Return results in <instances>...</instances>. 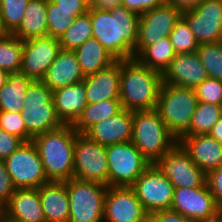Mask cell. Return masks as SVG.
Instances as JSON below:
<instances>
[{"label": "cell", "instance_id": "f5cc1de1", "mask_svg": "<svg viewBox=\"0 0 222 222\" xmlns=\"http://www.w3.org/2000/svg\"><path fill=\"white\" fill-rule=\"evenodd\" d=\"M198 222H222V216L219 215L218 217L211 219V220H205V221H198Z\"/></svg>", "mask_w": 222, "mask_h": 222}, {"label": "cell", "instance_id": "9c48e42d", "mask_svg": "<svg viewBox=\"0 0 222 222\" xmlns=\"http://www.w3.org/2000/svg\"><path fill=\"white\" fill-rule=\"evenodd\" d=\"M106 146L77 133L74 144V178L108 186Z\"/></svg>", "mask_w": 222, "mask_h": 222}, {"label": "cell", "instance_id": "f35d334b", "mask_svg": "<svg viewBox=\"0 0 222 222\" xmlns=\"http://www.w3.org/2000/svg\"><path fill=\"white\" fill-rule=\"evenodd\" d=\"M0 128L26 142V127L20 112L0 111Z\"/></svg>", "mask_w": 222, "mask_h": 222}, {"label": "cell", "instance_id": "6da1fadb", "mask_svg": "<svg viewBox=\"0 0 222 222\" xmlns=\"http://www.w3.org/2000/svg\"><path fill=\"white\" fill-rule=\"evenodd\" d=\"M95 38L117 60L134 58L139 15L121 5L97 10L89 7Z\"/></svg>", "mask_w": 222, "mask_h": 222}, {"label": "cell", "instance_id": "7c38bea8", "mask_svg": "<svg viewBox=\"0 0 222 222\" xmlns=\"http://www.w3.org/2000/svg\"><path fill=\"white\" fill-rule=\"evenodd\" d=\"M182 12L179 8L164 2L140 15L134 58L147 46L156 43L159 39L169 37L175 24L182 17Z\"/></svg>", "mask_w": 222, "mask_h": 222}, {"label": "cell", "instance_id": "ac0fdd59", "mask_svg": "<svg viewBox=\"0 0 222 222\" xmlns=\"http://www.w3.org/2000/svg\"><path fill=\"white\" fill-rule=\"evenodd\" d=\"M161 75L164 84L194 89L208 78L197 52L176 54Z\"/></svg>", "mask_w": 222, "mask_h": 222}, {"label": "cell", "instance_id": "d4e9b609", "mask_svg": "<svg viewBox=\"0 0 222 222\" xmlns=\"http://www.w3.org/2000/svg\"><path fill=\"white\" fill-rule=\"evenodd\" d=\"M46 222L69 221V196L65 182L49 181L39 187Z\"/></svg>", "mask_w": 222, "mask_h": 222}, {"label": "cell", "instance_id": "44dd1931", "mask_svg": "<svg viewBox=\"0 0 222 222\" xmlns=\"http://www.w3.org/2000/svg\"><path fill=\"white\" fill-rule=\"evenodd\" d=\"M133 111L119 113L92 126L86 133L91 140L103 146L127 142L132 139Z\"/></svg>", "mask_w": 222, "mask_h": 222}, {"label": "cell", "instance_id": "60d3db41", "mask_svg": "<svg viewBox=\"0 0 222 222\" xmlns=\"http://www.w3.org/2000/svg\"><path fill=\"white\" fill-rule=\"evenodd\" d=\"M11 177L6 170L4 160H0V205L4 207L15 192Z\"/></svg>", "mask_w": 222, "mask_h": 222}, {"label": "cell", "instance_id": "7dc6e473", "mask_svg": "<svg viewBox=\"0 0 222 222\" xmlns=\"http://www.w3.org/2000/svg\"><path fill=\"white\" fill-rule=\"evenodd\" d=\"M165 3L171 4L176 8L184 11L187 9L194 8L205 0H164Z\"/></svg>", "mask_w": 222, "mask_h": 222}, {"label": "cell", "instance_id": "7bdbcfd3", "mask_svg": "<svg viewBox=\"0 0 222 222\" xmlns=\"http://www.w3.org/2000/svg\"><path fill=\"white\" fill-rule=\"evenodd\" d=\"M206 183L216 203L222 209V165L206 174Z\"/></svg>", "mask_w": 222, "mask_h": 222}, {"label": "cell", "instance_id": "cb8c5ba5", "mask_svg": "<svg viewBox=\"0 0 222 222\" xmlns=\"http://www.w3.org/2000/svg\"><path fill=\"white\" fill-rule=\"evenodd\" d=\"M53 101L61 122L73 125L87 105L84 81L54 90Z\"/></svg>", "mask_w": 222, "mask_h": 222}, {"label": "cell", "instance_id": "7402d4cb", "mask_svg": "<svg viewBox=\"0 0 222 222\" xmlns=\"http://www.w3.org/2000/svg\"><path fill=\"white\" fill-rule=\"evenodd\" d=\"M3 215L17 222H46L39 198V188L15 189L3 207Z\"/></svg>", "mask_w": 222, "mask_h": 222}, {"label": "cell", "instance_id": "f1b7e54d", "mask_svg": "<svg viewBox=\"0 0 222 222\" xmlns=\"http://www.w3.org/2000/svg\"><path fill=\"white\" fill-rule=\"evenodd\" d=\"M122 109L120 99H110L87 104L82 114L72 126L79 134H85L92 126L114 116Z\"/></svg>", "mask_w": 222, "mask_h": 222}, {"label": "cell", "instance_id": "484cf974", "mask_svg": "<svg viewBox=\"0 0 222 222\" xmlns=\"http://www.w3.org/2000/svg\"><path fill=\"white\" fill-rule=\"evenodd\" d=\"M47 0H30L20 25L11 33L22 41L47 36Z\"/></svg>", "mask_w": 222, "mask_h": 222}, {"label": "cell", "instance_id": "e575fe53", "mask_svg": "<svg viewBox=\"0 0 222 222\" xmlns=\"http://www.w3.org/2000/svg\"><path fill=\"white\" fill-rule=\"evenodd\" d=\"M176 54L197 52L199 43L187 22L181 17L169 35Z\"/></svg>", "mask_w": 222, "mask_h": 222}, {"label": "cell", "instance_id": "d6986e66", "mask_svg": "<svg viewBox=\"0 0 222 222\" xmlns=\"http://www.w3.org/2000/svg\"><path fill=\"white\" fill-rule=\"evenodd\" d=\"M178 143L204 173L222 165V144L209 134L182 135Z\"/></svg>", "mask_w": 222, "mask_h": 222}, {"label": "cell", "instance_id": "4dcf8cb0", "mask_svg": "<svg viewBox=\"0 0 222 222\" xmlns=\"http://www.w3.org/2000/svg\"><path fill=\"white\" fill-rule=\"evenodd\" d=\"M220 117H222V106L198 102L190 127L183 135L209 134Z\"/></svg>", "mask_w": 222, "mask_h": 222}, {"label": "cell", "instance_id": "836d02e7", "mask_svg": "<svg viewBox=\"0 0 222 222\" xmlns=\"http://www.w3.org/2000/svg\"><path fill=\"white\" fill-rule=\"evenodd\" d=\"M197 54L208 77L222 80V42L200 44Z\"/></svg>", "mask_w": 222, "mask_h": 222}, {"label": "cell", "instance_id": "8d00e7d4", "mask_svg": "<svg viewBox=\"0 0 222 222\" xmlns=\"http://www.w3.org/2000/svg\"><path fill=\"white\" fill-rule=\"evenodd\" d=\"M30 0H0V14L4 27L11 34L21 23Z\"/></svg>", "mask_w": 222, "mask_h": 222}, {"label": "cell", "instance_id": "3957f363", "mask_svg": "<svg viewBox=\"0 0 222 222\" xmlns=\"http://www.w3.org/2000/svg\"><path fill=\"white\" fill-rule=\"evenodd\" d=\"M77 133L72 125H63L32 139L48 181L65 182L74 178V144Z\"/></svg>", "mask_w": 222, "mask_h": 222}, {"label": "cell", "instance_id": "603a6c76", "mask_svg": "<svg viewBox=\"0 0 222 222\" xmlns=\"http://www.w3.org/2000/svg\"><path fill=\"white\" fill-rule=\"evenodd\" d=\"M84 78L75 51L60 49L41 81L54 91L81 82Z\"/></svg>", "mask_w": 222, "mask_h": 222}, {"label": "cell", "instance_id": "681fc988", "mask_svg": "<svg viewBox=\"0 0 222 222\" xmlns=\"http://www.w3.org/2000/svg\"><path fill=\"white\" fill-rule=\"evenodd\" d=\"M140 222H158L157 216L152 212H147Z\"/></svg>", "mask_w": 222, "mask_h": 222}, {"label": "cell", "instance_id": "83f0119b", "mask_svg": "<svg viewBox=\"0 0 222 222\" xmlns=\"http://www.w3.org/2000/svg\"><path fill=\"white\" fill-rule=\"evenodd\" d=\"M33 81L22 72L10 73L0 89V111L20 112L24 108L27 88Z\"/></svg>", "mask_w": 222, "mask_h": 222}, {"label": "cell", "instance_id": "ee69618b", "mask_svg": "<svg viewBox=\"0 0 222 222\" xmlns=\"http://www.w3.org/2000/svg\"><path fill=\"white\" fill-rule=\"evenodd\" d=\"M164 2V0H122V5L140 16L146 11L162 5Z\"/></svg>", "mask_w": 222, "mask_h": 222}, {"label": "cell", "instance_id": "8992f818", "mask_svg": "<svg viewBox=\"0 0 222 222\" xmlns=\"http://www.w3.org/2000/svg\"><path fill=\"white\" fill-rule=\"evenodd\" d=\"M197 103L194 88L163 83L156 110L168 130L179 139L189 129Z\"/></svg>", "mask_w": 222, "mask_h": 222}, {"label": "cell", "instance_id": "ba28073f", "mask_svg": "<svg viewBox=\"0 0 222 222\" xmlns=\"http://www.w3.org/2000/svg\"><path fill=\"white\" fill-rule=\"evenodd\" d=\"M106 155L108 186L131 187L151 165L131 140L106 146Z\"/></svg>", "mask_w": 222, "mask_h": 222}, {"label": "cell", "instance_id": "5bb4252c", "mask_svg": "<svg viewBox=\"0 0 222 222\" xmlns=\"http://www.w3.org/2000/svg\"><path fill=\"white\" fill-rule=\"evenodd\" d=\"M171 210L192 222L211 220L221 214L207 183L196 188H175Z\"/></svg>", "mask_w": 222, "mask_h": 222}, {"label": "cell", "instance_id": "52a82bcc", "mask_svg": "<svg viewBox=\"0 0 222 222\" xmlns=\"http://www.w3.org/2000/svg\"><path fill=\"white\" fill-rule=\"evenodd\" d=\"M69 196L68 222H103L107 185L71 178L65 181Z\"/></svg>", "mask_w": 222, "mask_h": 222}, {"label": "cell", "instance_id": "816d5d0a", "mask_svg": "<svg viewBox=\"0 0 222 222\" xmlns=\"http://www.w3.org/2000/svg\"><path fill=\"white\" fill-rule=\"evenodd\" d=\"M8 75H9L8 72L0 69V89L7 82Z\"/></svg>", "mask_w": 222, "mask_h": 222}, {"label": "cell", "instance_id": "f6af8a7d", "mask_svg": "<svg viewBox=\"0 0 222 222\" xmlns=\"http://www.w3.org/2000/svg\"><path fill=\"white\" fill-rule=\"evenodd\" d=\"M157 216L158 222H192L182 214L170 210H160L153 212Z\"/></svg>", "mask_w": 222, "mask_h": 222}, {"label": "cell", "instance_id": "b9f144b4", "mask_svg": "<svg viewBox=\"0 0 222 222\" xmlns=\"http://www.w3.org/2000/svg\"><path fill=\"white\" fill-rule=\"evenodd\" d=\"M23 143L24 141L19 137L0 128V160H5Z\"/></svg>", "mask_w": 222, "mask_h": 222}, {"label": "cell", "instance_id": "2e32d148", "mask_svg": "<svg viewBox=\"0 0 222 222\" xmlns=\"http://www.w3.org/2000/svg\"><path fill=\"white\" fill-rule=\"evenodd\" d=\"M60 49L59 40L50 36L23 41L20 72L34 81L42 80Z\"/></svg>", "mask_w": 222, "mask_h": 222}, {"label": "cell", "instance_id": "d590c367", "mask_svg": "<svg viewBox=\"0 0 222 222\" xmlns=\"http://www.w3.org/2000/svg\"><path fill=\"white\" fill-rule=\"evenodd\" d=\"M47 36L59 39L73 24L74 16L64 13L51 0H47Z\"/></svg>", "mask_w": 222, "mask_h": 222}, {"label": "cell", "instance_id": "1f68e13d", "mask_svg": "<svg viewBox=\"0 0 222 222\" xmlns=\"http://www.w3.org/2000/svg\"><path fill=\"white\" fill-rule=\"evenodd\" d=\"M91 38H93V26L88 11L74 18L73 24L58 40L61 49L75 50Z\"/></svg>", "mask_w": 222, "mask_h": 222}, {"label": "cell", "instance_id": "5b68a950", "mask_svg": "<svg viewBox=\"0 0 222 222\" xmlns=\"http://www.w3.org/2000/svg\"><path fill=\"white\" fill-rule=\"evenodd\" d=\"M20 113L26 127V142L64 125L54 106L53 91L41 80L33 81L27 88Z\"/></svg>", "mask_w": 222, "mask_h": 222}, {"label": "cell", "instance_id": "277c9868", "mask_svg": "<svg viewBox=\"0 0 222 222\" xmlns=\"http://www.w3.org/2000/svg\"><path fill=\"white\" fill-rule=\"evenodd\" d=\"M131 141L154 164L178 139L165 126L158 111L153 109L133 112Z\"/></svg>", "mask_w": 222, "mask_h": 222}, {"label": "cell", "instance_id": "4316f807", "mask_svg": "<svg viewBox=\"0 0 222 222\" xmlns=\"http://www.w3.org/2000/svg\"><path fill=\"white\" fill-rule=\"evenodd\" d=\"M74 51L84 76L96 73L117 60L95 38L88 39Z\"/></svg>", "mask_w": 222, "mask_h": 222}, {"label": "cell", "instance_id": "e0dca14e", "mask_svg": "<svg viewBox=\"0 0 222 222\" xmlns=\"http://www.w3.org/2000/svg\"><path fill=\"white\" fill-rule=\"evenodd\" d=\"M146 213L131 187H107L103 222H140Z\"/></svg>", "mask_w": 222, "mask_h": 222}, {"label": "cell", "instance_id": "d6a6232c", "mask_svg": "<svg viewBox=\"0 0 222 222\" xmlns=\"http://www.w3.org/2000/svg\"><path fill=\"white\" fill-rule=\"evenodd\" d=\"M23 41L9 34L0 39V69L10 73L20 72L22 65Z\"/></svg>", "mask_w": 222, "mask_h": 222}, {"label": "cell", "instance_id": "4fadbf2b", "mask_svg": "<svg viewBox=\"0 0 222 222\" xmlns=\"http://www.w3.org/2000/svg\"><path fill=\"white\" fill-rule=\"evenodd\" d=\"M146 212L170 210L175 187L151 164L131 186Z\"/></svg>", "mask_w": 222, "mask_h": 222}, {"label": "cell", "instance_id": "74e56055", "mask_svg": "<svg viewBox=\"0 0 222 222\" xmlns=\"http://www.w3.org/2000/svg\"><path fill=\"white\" fill-rule=\"evenodd\" d=\"M195 92L198 102L222 106V80L208 77L195 88Z\"/></svg>", "mask_w": 222, "mask_h": 222}, {"label": "cell", "instance_id": "9a60e30c", "mask_svg": "<svg viewBox=\"0 0 222 222\" xmlns=\"http://www.w3.org/2000/svg\"><path fill=\"white\" fill-rule=\"evenodd\" d=\"M182 18L199 45L222 42V0H205L194 8L184 10Z\"/></svg>", "mask_w": 222, "mask_h": 222}, {"label": "cell", "instance_id": "f907efd6", "mask_svg": "<svg viewBox=\"0 0 222 222\" xmlns=\"http://www.w3.org/2000/svg\"><path fill=\"white\" fill-rule=\"evenodd\" d=\"M9 34L10 33L8 32V30L4 27L3 20L0 14V39L7 37Z\"/></svg>", "mask_w": 222, "mask_h": 222}, {"label": "cell", "instance_id": "bcb514c9", "mask_svg": "<svg viewBox=\"0 0 222 222\" xmlns=\"http://www.w3.org/2000/svg\"><path fill=\"white\" fill-rule=\"evenodd\" d=\"M90 7L97 10L109 11L122 5V0H88Z\"/></svg>", "mask_w": 222, "mask_h": 222}, {"label": "cell", "instance_id": "c3c4849f", "mask_svg": "<svg viewBox=\"0 0 222 222\" xmlns=\"http://www.w3.org/2000/svg\"><path fill=\"white\" fill-rule=\"evenodd\" d=\"M209 135L222 144V117L215 123Z\"/></svg>", "mask_w": 222, "mask_h": 222}, {"label": "cell", "instance_id": "30bf717a", "mask_svg": "<svg viewBox=\"0 0 222 222\" xmlns=\"http://www.w3.org/2000/svg\"><path fill=\"white\" fill-rule=\"evenodd\" d=\"M12 183L18 188H39L49 182L36 145L24 142L4 160Z\"/></svg>", "mask_w": 222, "mask_h": 222}, {"label": "cell", "instance_id": "f546056e", "mask_svg": "<svg viewBox=\"0 0 222 222\" xmlns=\"http://www.w3.org/2000/svg\"><path fill=\"white\" fill-rule=\"evenodd\" d=\"M176 53L169 37L159 39L156 43L147 46L136 59L143 65L163 73L174 59Z\"/></svg>", "mask_w": 222, "mask_h": 222}, {"label": "cell", "instance_id": "11a10c76", "mask_svg": "<svg viewBox=\"0 0 222 222\" xmlns=\"http://www.w3.org/2000/svg\"><path fill=\"white\" fill-rule=\"evenodd\" d=\"M3 216V207L0 205V219L2 218Z\"/></svg>", "mask_w": 222, "mask_h": 222}, {"label": "cell", "instance_id": "ffe728a7", "mask_svg": "<svg viewBox=\"0 0 222 222\" xmlns=\"http://www.w3.org/2000/svg\"><path fill=\"white\" fill-rule=\"evenodd\" d=\"M121 60L110 66L85 76L87 104L98 103L110 99H119Z\"/></svg>", "mask_w": 222, "mask_h": 222}, {"label": "cell", "instance_id": "ab89813d", "mask_svg": "<svg viewBox=\"0 0 222 222\" xmlns=\"http://www.w3.org/2000/svg\"><path fill=\"white\" fill-rule=\"evenodd\" d=\"M58 6V9L73 15L75 18L81 16L89 11V1L88 0H51Z\"/></svg>", "mask_w": 222, "mask_h": 222}, {"label": "cell", "instance_id": "7a4b0ae2", "mask_svg": "<svg viewBox=\"0 0 222 222\" xmlns=\"http://www.w3.org/2000/svg\"><path fill=\"white\" fill-rule=\"evenodd\" d=\"M162 84L161 73L136 58L121 60L119 99L123 109L133 112L156 109Z\"/></svg>", "mask_w": 222, "mask_h": 222}, {"label": "cell", "instance_id": "8fae6325", "mask_svg": "<svg viewBox=\"0 0 222 222\" xmlns=\"http://www.w3.org/2000/svg\"><path fill=\"white\" fill-rule=\"evenodd\" d=\"M154 165L165 177L169 178L175 188H196L206 183V173L194 164L178 142Z\"/></svg>", "mask_w": 222, "mask_h": 222}, {"label": "cell", "instance_id": "db71d44e", "mask_svg": "<svg viewBox=\"0 0 222 222\" xmlns=\"http://www.w3.org/2000/svg\"><path fill=\"white\" fill-rule=\"evenodd\" d=\"M1 222H17V221H14L12 219H7L4 215L2 216L1 218Z\"/></svg>", "mask_w": 222, "mask_h": 222}]
</instances>
